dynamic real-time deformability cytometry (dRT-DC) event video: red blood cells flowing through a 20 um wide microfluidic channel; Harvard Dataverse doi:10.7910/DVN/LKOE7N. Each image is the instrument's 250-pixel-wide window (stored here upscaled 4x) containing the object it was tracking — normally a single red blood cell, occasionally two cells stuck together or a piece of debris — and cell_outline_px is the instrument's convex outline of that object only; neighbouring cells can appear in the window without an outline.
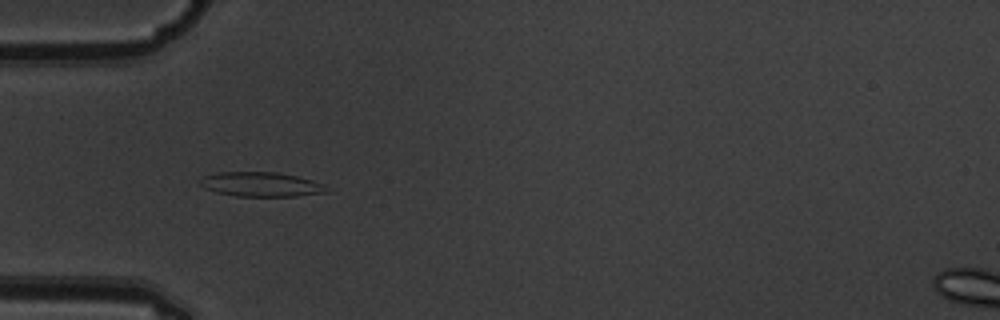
{"species": "common noctule bat (a hibernating species)", "species_latin": "Nyctalus noctula", "temperature_condition": "warm", "stored_images_in_passage": 5, "camera_frame_rate_fps": 3000, "um_per_image_px": 0.085, "animal": {"sex": "male", "body_mass_g": 19.5, "forearm_length_mm": 54.6}, "frame": {"image": 1, "passage_image": 4, "time_ms": 1.0, "image_size_px": [1000, 320], "cell_outline_px": [[328, 192], [296, 196], [236, 196], [216, 192], [204, 188], [200, 184], [200, 180], [204, 176], [216, 172], [276, 172], [296, 176], [312, 180], [324, 184]], "centroid_in_image_um": [22.17, 15.67], "position_along_channel_um": 62.8, "area_um2": 17.98}}